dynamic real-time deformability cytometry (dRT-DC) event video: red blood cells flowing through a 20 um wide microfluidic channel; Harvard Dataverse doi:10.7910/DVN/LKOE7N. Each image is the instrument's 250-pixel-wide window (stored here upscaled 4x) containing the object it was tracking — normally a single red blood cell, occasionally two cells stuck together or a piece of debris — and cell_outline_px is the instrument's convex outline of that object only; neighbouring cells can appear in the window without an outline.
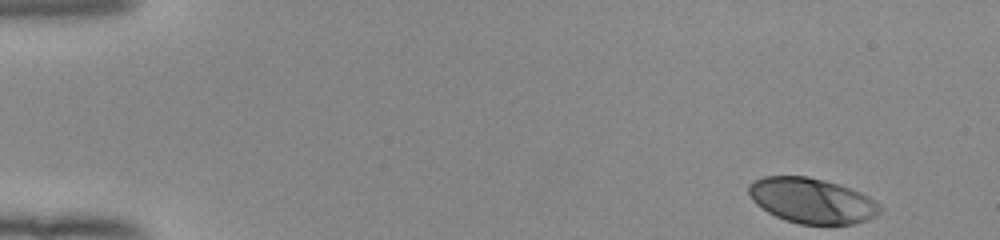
{"species": "human", "species_latin": "Homo sapiens", "temperature_condition": "room temperature", "stored_images_in_passage": 49, "camera_frame_rate_fps": 3000, "um_per_image_px": 0.085, "donor": {"sex": "female"}, "frame": {"image": 1, "passage_image": 1, "time_ms": 0.0, "image_size_px": [1000, 240], "cell_outline_px": [[884, 208], [876, 216], [868, 220], [852, 224], [800, 224], [784, 220], [768, 212], [756, 204], [752, 200], [748, 192], [748, 184], [752, 180], [764, 176], [808, 176], [824, 180], [860, 192], [868, 196], [880, 204]], "centroid_in_image_um": [69.0, 17.05], "position_along_channel_um": 16.0, "area_um2": 34.74}}
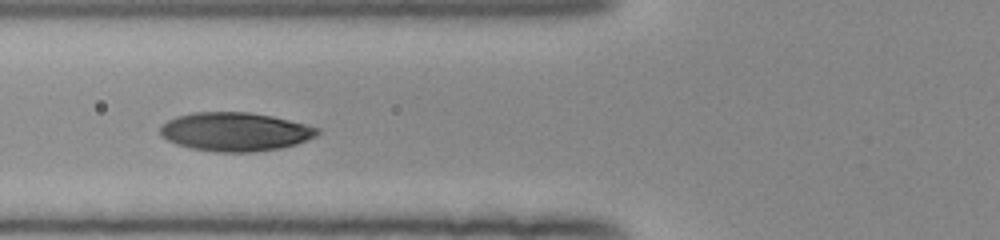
{"frame": {"image": 2, "passage_image": 18, "time_ms": 5.667, "image_size_px": [1000, 240], "cell_outline_px": [[320, 132], [316, 136], [296, 144], [280, 148], [252, 152], [212, 152], [192, 148], [176, 144], [160, 136], [160, 124], [176, 116], [192, 112], [248, 112], [272, 116], [320, 128]], "centroid_in_image_um": [19.95, 11.2], "position_along_channel_um": 105.9, "area_um2": 35.55}}
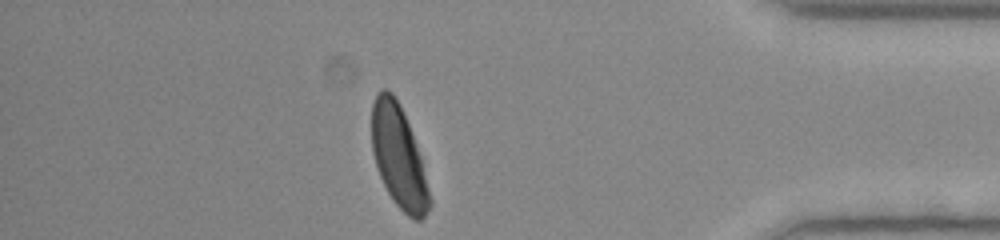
{"frame": {"image": 3, "passage_image": 43, "time_ms": 14.0, "image_size_px": [1000, 240], "cell_outline_px": [[432, 204], [424, 216], [420, 220], [412, 220], [392, 200], [380, 176], [372, 152], [372, 104], [376, 92], [380, 88], [384, 88], [392, 92], [400, 104], [408, 124], [420, 156], [432, 200]], "centroid_in_image_um": [33.88, 13.32], "position_along_channel_um": 401.3, "area_um2": 34.28}, "authors_computed_cell_mechanics": {"area_um2": 35.3736, "velocity_mm_per_s": 3.9379, "shape_relaxation_time_tau1_ms": 2.8324, "shape_relaxation_time_tau2_ms": null, "deformation_change_tau1": 0.1619, "deformation_change_tau2": null}}